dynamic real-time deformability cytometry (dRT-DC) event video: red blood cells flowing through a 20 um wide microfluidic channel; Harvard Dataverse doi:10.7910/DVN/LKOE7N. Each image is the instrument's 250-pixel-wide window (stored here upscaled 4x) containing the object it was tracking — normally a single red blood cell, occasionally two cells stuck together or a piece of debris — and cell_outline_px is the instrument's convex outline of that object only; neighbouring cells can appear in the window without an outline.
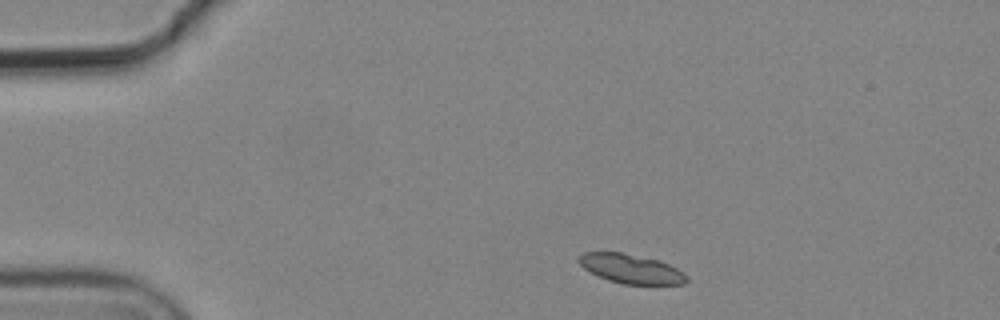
{"species": "common noctule bat (a hibernating species)", "species_latin": "Nyctalus noctula", "temperature_condition": "cold", "stored_images_in_passage": 2, "camera_frame_rate_fps": 3000, "um_per_image_px": 0.085, "animal": {"sex": "male", "body_mass_g": 19.2, "forearm_length_mm": 51.8}, "frame": {"image": 1, "passage_image": 1, "time_ms": 0.0, "image_size_px": [1000, 320], "cell_outline_px": [[688, 280], [684, 284], [624, 284], [608, 280], [588, 272], [576, 260], [576, 256], [580, 252], [620, 252], [660, 260], [684, 272], [688, 276]], "centroid_in_image_um": [53.59, 22.84], "position_along_channel_um": 31.4, "area_um2": 18.61}}